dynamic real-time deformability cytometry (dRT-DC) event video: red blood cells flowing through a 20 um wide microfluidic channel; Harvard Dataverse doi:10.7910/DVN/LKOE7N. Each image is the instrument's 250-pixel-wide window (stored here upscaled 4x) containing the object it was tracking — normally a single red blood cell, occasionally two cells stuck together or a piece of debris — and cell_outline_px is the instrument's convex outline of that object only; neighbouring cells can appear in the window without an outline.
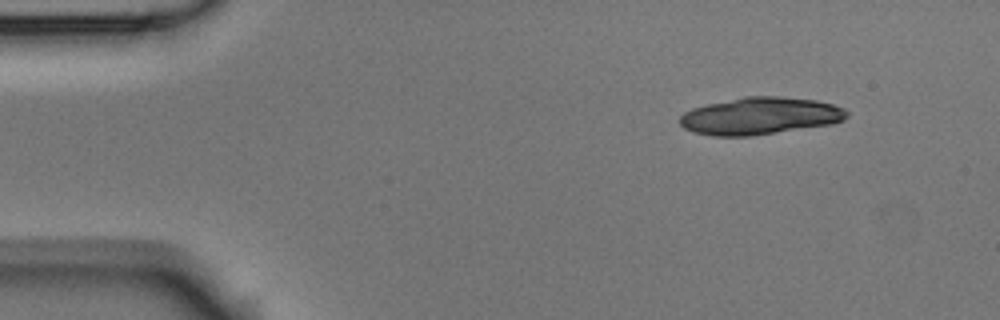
{"species": "Egyptian fruit bat (a non-hibernating species)", "species_latin": "Rousettus aegyptiacus", "temperature_condition": "room temperature", "stored_images_in_passage": 10, "camera_frame_rate_fps": 3000, "um_per_image_px": 0.085, "animal": {"sex": "male"}, "frame": {"image": 1, "passage_image": 1, "time_ms": 0.0, "image_size_px": [1000, 320], "cell_outline_px": [[848, 116], [844, 120], [832, 124], [748, 136], [712, 136], [692, 132], [684, 128], [680, 124], [680, 116], [684, 112], [692, 108], [708, 104], [744, 96], [780, 96], [816, 100], [832, 104], [844, 108], [848, 112]], "centroid_in_image_um": [64.6, 9.85], "position_along_channel_um": 20.4, "area_um2": 36.24}}
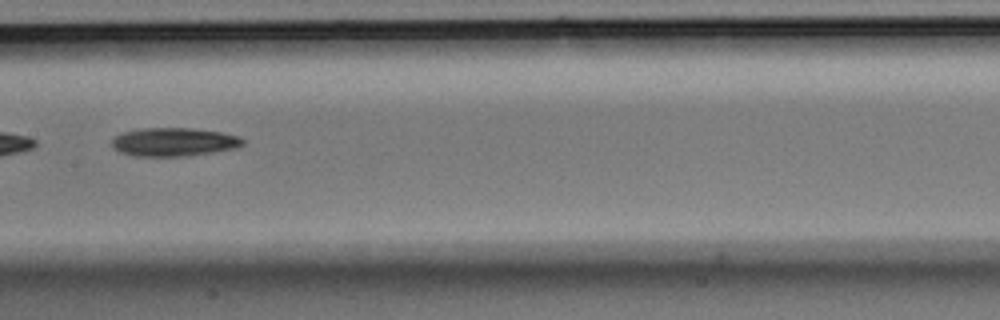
{"frame": {"image": 2, "passage_image": 7, "time_ms": 2.0, "image_size_px": [1000, 320], "cell_outline_px": [[244, 144], [236, 148], [188, 156], [132, 156], [120, 152], [112, 144], [112, 140], [116, 136], [124, 132], [144, 128], [192, 128], [220, 132], [240, 136], [244, 140]], "centroid_in_image_um": [14.81, 12.07], "position_along_channel_um": 192.6, "area_um2": 21.62}}
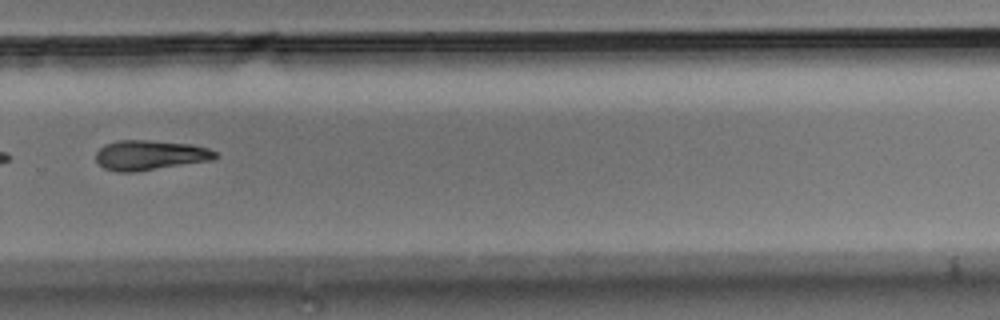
{"frame": {"image": 3, "passage_image": 10, "time_ms": 3.0, "image_size_px": [1000, 320], "cell_outline_px": [[216, 156], [212, 160], [136, 172], [116, 172], [104, 168], [96, 160], [96, 152], [104, 144], [116, 140], [148, 140], [192, 144], [208, 148], [216, 152]], "centroid_in_image_um": [12.72, 13.18], "position_along_channel_um": 317.1, "area_um2": 20.87}}